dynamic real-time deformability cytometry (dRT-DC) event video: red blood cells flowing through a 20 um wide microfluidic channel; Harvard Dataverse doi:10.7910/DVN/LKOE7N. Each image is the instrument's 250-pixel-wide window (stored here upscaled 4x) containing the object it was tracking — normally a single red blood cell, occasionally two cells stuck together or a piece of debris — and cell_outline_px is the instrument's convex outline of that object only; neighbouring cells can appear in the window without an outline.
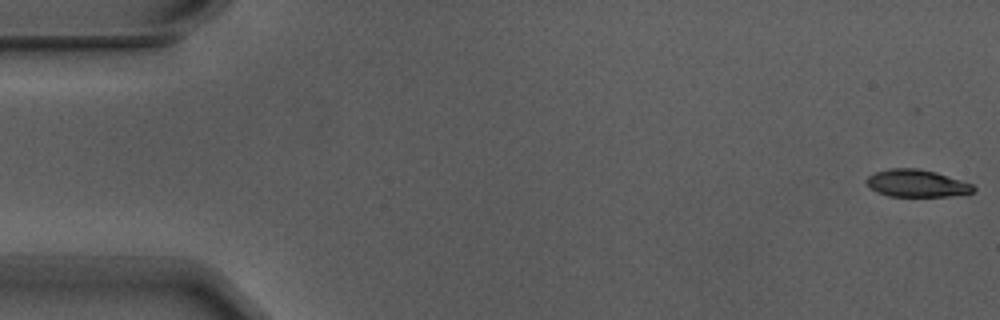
{"species": "Egyptian fruit bat (a non-hibernating species)", "species_latin": "Rousettus aegyptiacus", "temperature_condition": "warm", "stored_images_in_passage": 6, "camera_frame_rate_fps": 3000, "um_per_image_px": 0.085, "animal": {"sex": "male"}, "frame": {"image": 1, "passage_image": 1, "time_ms": 0.0, "image_size_px": [1000, 320], "cell_outline_px": [[976, 192], [948, 196], [888, 196], [876, 192], [864, 180], [868, 176], [876, 172], [888, 168], [916, 168], [936, 172], [972, 184], [976, 188]], "centroid_in_image_um": [77.92, 15.58], "position_along_channel_um": 7.1, "area_um2": 16.99}}